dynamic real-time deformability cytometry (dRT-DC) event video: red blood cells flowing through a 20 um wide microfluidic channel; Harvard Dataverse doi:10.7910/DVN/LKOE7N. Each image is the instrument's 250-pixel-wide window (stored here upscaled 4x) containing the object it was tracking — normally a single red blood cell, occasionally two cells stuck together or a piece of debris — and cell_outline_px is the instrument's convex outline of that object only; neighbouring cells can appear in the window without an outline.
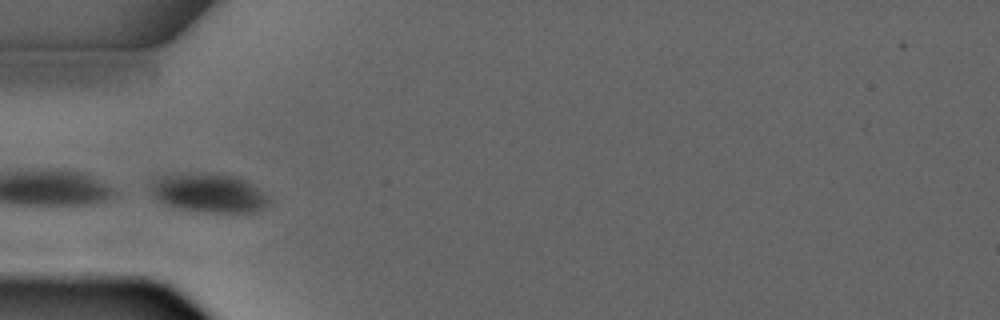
{"species": "common noctule bat (a hibernating species)", "species_latin": "Nyctalus noctula", "temperature_condition": "warm", "stored_images_in_passage": 3, "camera_frame_rate_fps": 3000, "um_per_image_px": 0.085, "animal": {"sex": "male", "forearm_length_mm": 52.5}, "frame": {"image": 1, "passage_image": 3, "time_ms": 3.0, "image_size_px": [1000, 320], "cell_outline_px": [[272, 200], [264, 208], [252, 212], [204, 212], [176, 208], [164, 204], [148, 188], [148, 184], [156, 176], [200, 172], [236, 176], [244, 180], [256, 188]], "centroid_in_image_um": [17.69, 16.39], "position_along_channel_um": 67.3, "area_um2": 26.88}}